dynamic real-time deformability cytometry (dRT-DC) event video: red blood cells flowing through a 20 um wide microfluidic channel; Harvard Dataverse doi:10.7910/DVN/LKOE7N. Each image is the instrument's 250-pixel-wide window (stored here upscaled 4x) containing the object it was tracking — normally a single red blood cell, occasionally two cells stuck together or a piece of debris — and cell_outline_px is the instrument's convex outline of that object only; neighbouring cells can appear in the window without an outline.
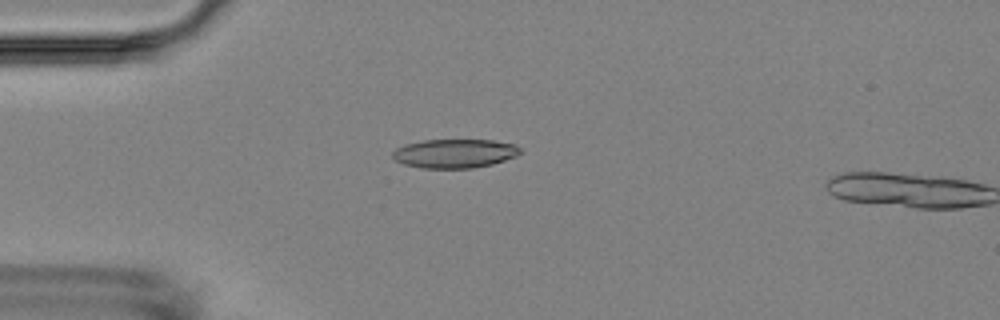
{"species": "Egyptian fruit bat (a non-hibernating species)", "species_latin": "Rousettus aegyptiacus", "temperature_condition": "room temperature", "stored_images_in_passage": 4, "camera_frame_rate_fps": 3000, "um_per_image_px": 0.085, "animal": {"sex": "female"}, "frame": {"image": 1, "passage_image": 3, "time_ms": 2.0, "image_size_px": [1000, 320], "cell_outline_px": [[520, 152], [516, 156], [492, 164], [472, 168], [420, 168], [404, 164], [396, 160], [392, 156], [392, 152], [396, 148], [404, 144], [424, 140], [492, 140], [516, 144], [520, 148]], "centroid_in_image_um": [38.63, 13.04], "position_along_channel_um": 46.4, "area_um2": 21.5}}